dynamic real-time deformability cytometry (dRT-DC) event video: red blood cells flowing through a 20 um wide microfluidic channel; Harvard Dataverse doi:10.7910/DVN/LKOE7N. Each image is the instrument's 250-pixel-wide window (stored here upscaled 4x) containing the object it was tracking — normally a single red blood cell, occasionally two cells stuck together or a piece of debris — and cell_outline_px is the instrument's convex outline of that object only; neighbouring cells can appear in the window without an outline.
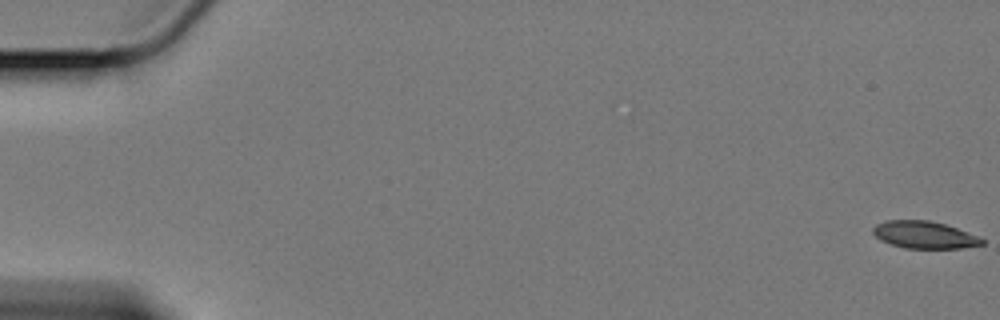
{"species": "Egyptian fruit bat (a non-hibernating species)", "species_latin": "Rousettus aegyptiacus", "temperature_condition": "cold", "stored_images_in_passage": 13, "camera_frame_rate_fps": 3000, "um_per_image_px": 0.085, "animal": {"sex": "female"}, "frame": {"image": 1, "passage_image": 1, "time_ms": 0.0, "image_size_px": [1000, 320], "cell_outline_px": [[984, 244], [960, 248], [904, 248], [880, 240], [872, 232], [872, 228], [876, 224], [884, 220], [928, 220], [944, 224], [980, 236], [984, 240]], "centroid_in_image_um": [78.56, 19.95], "position_along_channel_um": 6.4, "area_um2": 17.28}}